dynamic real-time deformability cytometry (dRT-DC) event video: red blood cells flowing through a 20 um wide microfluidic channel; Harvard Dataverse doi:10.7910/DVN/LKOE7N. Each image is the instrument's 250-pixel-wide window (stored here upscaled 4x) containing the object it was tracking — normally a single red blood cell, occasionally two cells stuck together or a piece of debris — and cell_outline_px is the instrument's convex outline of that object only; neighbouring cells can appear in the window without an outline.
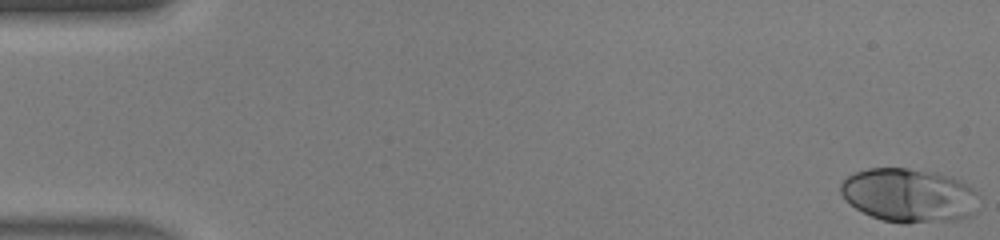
{"species": "human", "species_latin": "Homo sapiens", "temperature_condition": "warm", "stored_images_in_passage": 47, "camera_frame_rate_fps": 3000, "um_per_image_px": 0.085, "donor": {"sex": "male"}, "frame": {"image": 1, "passage_image": 1, "time_ms": 0.0, "image_size_px": [1000, 240], "cell_outline_px": [[980, 196], [976, 212], [972, 216], [960, 220], [908, 224], [900, 224], [880, 220], [856, 208], [844, 200], [840, 192], [840, 184], [848, 176], [856, 172], [868, 168], [908, 168], [940, 172], [952, 176], [968, 184]], "centroid_in_image_um": [77.32, 16.62], "position_along_channel_um": 7.7, "area_um2": 44.45}}
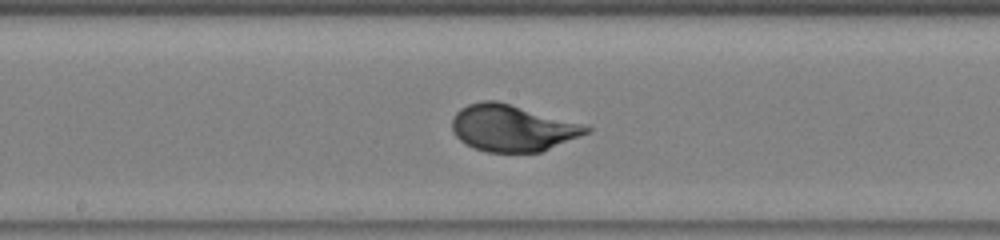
{"frame": {"image": 2, "passage_image": 25, "time_ms": 8.0, "image_size_px": [1000, 240], "cell_outline_px": [[592, 132], [540, 152], [488, 152], [472, 148], [464, 144], [452, 132], [452, 116], [460, 108], [468, 104], [480, 100], [496, 100], [588, 124], [592, 128]], "centroid_in_image_um": [43.57, 10.87], "position_along_channel_um": 204.6, "area_um2": 37.11}}
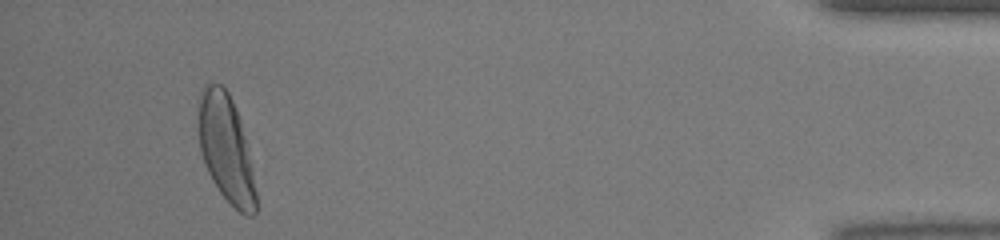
{"frame": {"image": 3, "passage_image": 44, "time_ms": 14.333, "image_size_px": [1000, 240], "cell_outline_px": [[256, 212], [252, 216], [248, 216], [240, 212], [220, 192], [212, 180], [208, 172], [200, 148], [200, 92], [204, 84], [208, 80], [220, 84], [228, 92], [232, 100], [240, 120], [244, 136], [252, 172], [256, 192]], "centroid_in_image_um": [19.21, 12.61], "position_along_channel_um": 416.0, "area_um2": 34.97}, "authors_computed_cell_mechanics": {"area_um2": 36.703, "velocity_mm_per_s": 4.4146, "shape_relaxation_time_tau1_ms": 3.1215, "shape_relaxation_time_tau2_ms": null, "deformation_change_tau1": 0.187, "deformation_change_tau2": null}}